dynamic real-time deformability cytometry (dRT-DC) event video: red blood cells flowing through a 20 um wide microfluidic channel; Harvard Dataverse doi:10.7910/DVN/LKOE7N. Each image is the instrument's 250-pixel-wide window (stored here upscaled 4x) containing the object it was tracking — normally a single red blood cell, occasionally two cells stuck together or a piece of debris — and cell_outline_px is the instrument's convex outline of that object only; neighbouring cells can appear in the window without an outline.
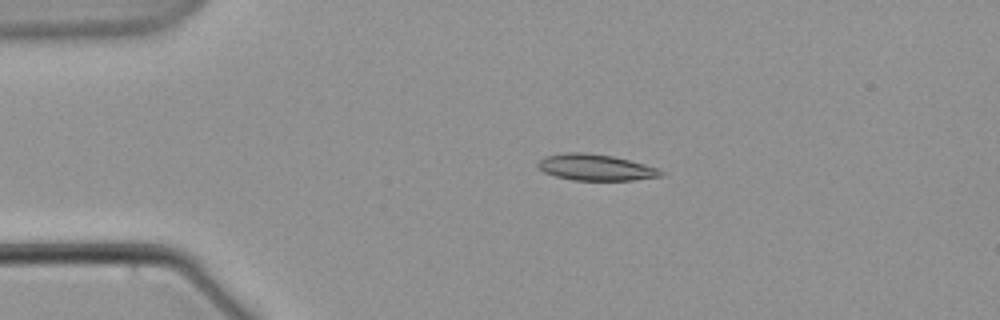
{"species": "common noctule bat (a hibernating species)", "species_latin": "Nyctalus noctula", "temperature_condition": "warm", "stored_images_in_passage": 5, "camera_frame_rate_fps": 3000, "um_per_image_px": 0.085, "animal": {"sex": "male", "body_mass_g": 21.5, "forearm_length_mm": 52.0}, "frame": {"image": 1, "passage_image": 4, "time_ms": 3.667, "image_size_px": [1000, 320], "cell_outline_px": [[664, 176], [632, 180], [572, 180], [556, 176], [544, 172], [536, 164], [540, 160], [548, 156], [568, 152], [584, 152], [612, 156], [644, 164], [656, 168], [664, 172]], "centroid_in_image_um": [50.64, 14.23], "position_along_channel_um": 34.4, "area_um2": 18.55}}